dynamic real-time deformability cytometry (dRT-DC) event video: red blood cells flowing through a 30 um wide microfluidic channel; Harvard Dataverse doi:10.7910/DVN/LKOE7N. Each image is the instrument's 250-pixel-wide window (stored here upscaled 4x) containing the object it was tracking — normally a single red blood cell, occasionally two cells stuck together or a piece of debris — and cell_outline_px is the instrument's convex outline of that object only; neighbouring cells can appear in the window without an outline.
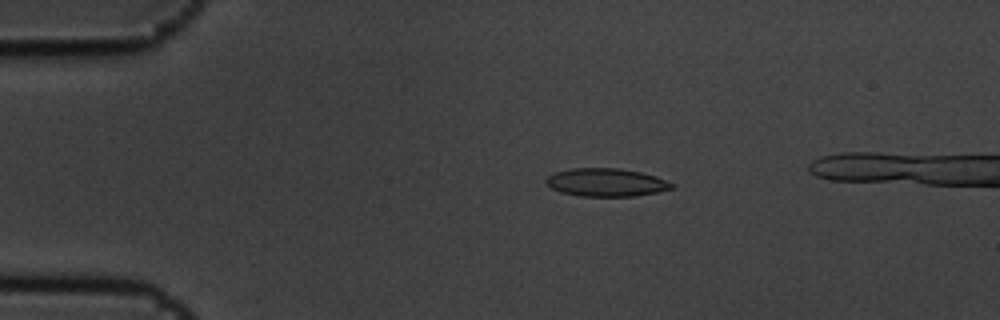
{"species": "common noctule bat (a hibernating species)", "species_latin": "Nyctalus noctula", "temperature_condition": "cold", "stored_images_in_passage": 7, "camera_frame_rate_fps": 3000, "um_per_image_px": 0.085, "animal": {"sex": "male", "body_mass_g": 19.5, "forearm_length_mm": 54.6}, "frame": {"image": 1, "passage_image": 3, "time_ms": 0.667, "image_size_px": [1000, 320], "cell_outline_px": [[672, 188], [656, 192], [636, 196], [580, 196], [560, 192], [552, 188], [544, 180], [548, 176], [556, 172], [572, 168], [620, 168], [640, 172], [656, 176], [672, 184]], "centroid_in_image_um": [51.49, 15.5], "position_along_channel_um": 33.5, "area_um2": 20.35}}
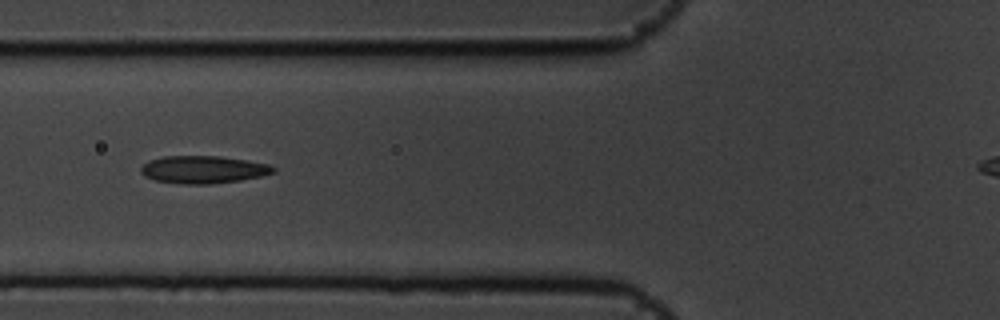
{"frame": {"image": 2, "passage_image": 6, "time_ms": 1.667, "image_size_px": [1000, 320], "cell_outline_px": [[276, 172], [260, 176], [240, 180], [208, 184], [184, 184], [156, 180], [144, 176], [140, 172], [140, 168], [148, 160], [164, 156], [216, 156], [248, 160], [268, 164], [276, 168]], "centroid_in_image_um": [17.27, 14.41], "position_along_channel_um": 108.5, "area_um2": 21.21}}
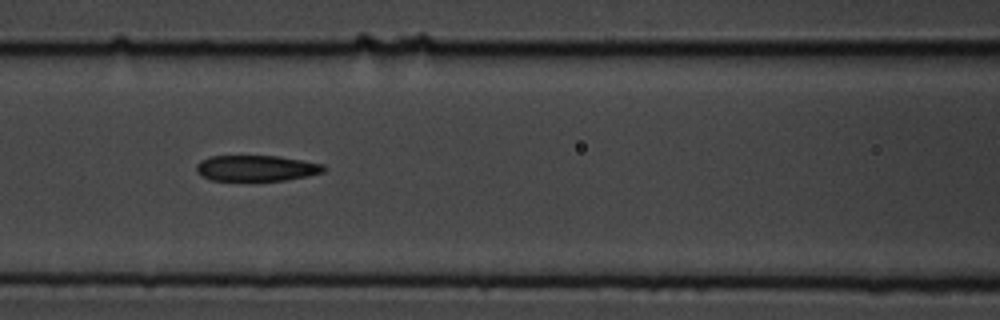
{"frame": {"image": 3, "passage_image": 7, "time_ms": 2.0, "image_size_px": [1000, 320], "cell_outline_px": [[324, 172], [308, 176], [284, 180], [212, 180], [200, 176], [196, 172], [196, 164], [200, 160], [208, 156], [280, 156], [324, 164]], "centroid_in_image_um": [21.75, 14.29], "position_along_channel_um": 144.8, "area_um2": 19.25}}